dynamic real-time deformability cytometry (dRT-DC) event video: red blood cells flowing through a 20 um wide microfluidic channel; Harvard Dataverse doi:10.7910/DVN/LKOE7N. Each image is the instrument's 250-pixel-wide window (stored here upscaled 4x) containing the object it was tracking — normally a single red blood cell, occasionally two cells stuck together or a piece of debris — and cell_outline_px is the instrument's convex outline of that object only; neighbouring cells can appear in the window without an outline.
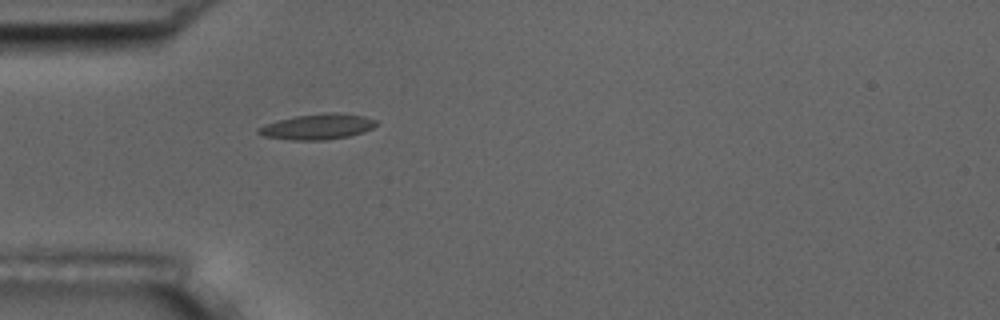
{"species": "common noctule bat (a hibernating species)", "species_latin": "Nyctalus noctula", "temperature_condition": "room temperature", "stored_images_in_passage": 6, "camera_frame_rate_fps": 3000, "um_per_image_px": 0.085, "animal": {"sex": "male", "body_mass_g": 17.5, "forearm_length_mm": 52.3}, "frame": {"image": 1, "passage_image": 6, "time_ms": 6.667, "image_size_px": [1000, 320], "cell_outline_px": [[376, 124], [372, 128], [364, 132], [348, 136], [324, 140], [292, 140], [264, 136], [256, 132], [256, 128], [264, 124], [296, 116], [332, 112], [336, 112], [364, 116], [376, 120]], "centroid_in_image_um": [26.97, 10.77], "position_along_channel_um": 58.0, "area_um2": 17.4}}